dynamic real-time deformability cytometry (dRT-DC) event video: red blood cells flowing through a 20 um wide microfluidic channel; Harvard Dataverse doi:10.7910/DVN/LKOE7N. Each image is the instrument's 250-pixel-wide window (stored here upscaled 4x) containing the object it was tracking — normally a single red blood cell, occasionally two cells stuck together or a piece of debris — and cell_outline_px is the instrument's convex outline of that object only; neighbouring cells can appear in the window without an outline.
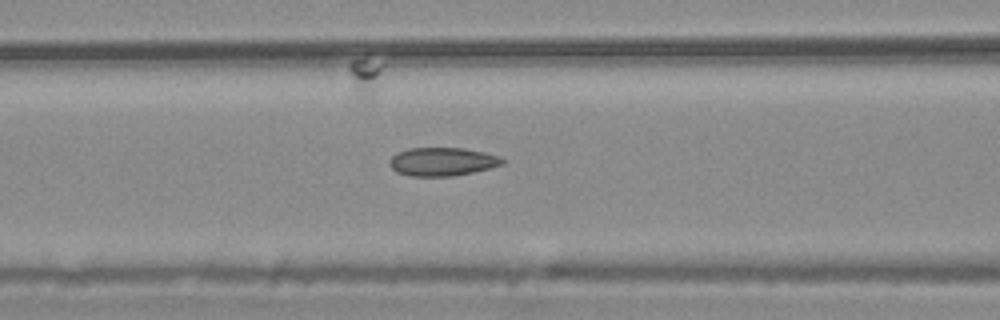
{"species": "common noctule bat (a hibernating species)", "species_latin": "Nyctalus noctula", "temperature_condition": "warm", "stored_images_in_passage": 18, "camera_frame_rate_fps": 3000, "um_per_image_px": 0.085, "animal": {"sex": "male", "body_mass_g": 20.4}, "frame": {"image": 1, "passage_image": 9, "time_ms": 2.667, "image_size_px": [1000, 320], "cell_outline_px": [[508, 160], [504, 164], [472, 172], [452, 176], [412, 176], [396, 172], [388, 164], [388, 160], [396, 152], [408, 148], [464, 148], [484, 152], [500, 156]], "centroid_in_image_um": [37.59, 13.73], "position_along_channel_um": 129.0, "area_um2": 18.84}}